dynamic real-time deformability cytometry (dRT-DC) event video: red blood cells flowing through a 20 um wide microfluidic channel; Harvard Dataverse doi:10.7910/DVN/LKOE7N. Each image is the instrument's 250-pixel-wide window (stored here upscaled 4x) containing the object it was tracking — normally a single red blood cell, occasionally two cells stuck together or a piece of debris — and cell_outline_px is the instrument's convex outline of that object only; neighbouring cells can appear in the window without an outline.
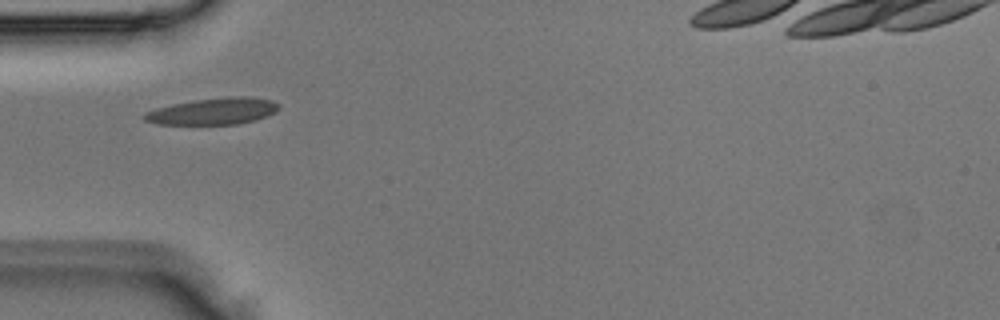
{"species": "Egyptian fruit bat (a non-hibernating species)", "species_latin": "Rousettus aegyptiacus", "temperature_condition": "room temperature", "stored_images_in_passage": 4, "camera_frame_rate_fps": 3000, "um_per_image_px": 0.085, "animal": {"sex": "male"}, "frame": {"image": 1, "passage_image": 3, "time_ms": 0.667, "image_size_px": [1000, 320], "cell_outline_px": [[280, 108], [256, 120], [236, 124], [156, 124], [144, 120], [140, 116], [144, 112], [156, 108], [172, 104], [196, 100], [228, 96], [244, 96], [272, 100], [280, 104]], "centroid_in_image_um": [18.07, 9.45], "position_along_channel_um": 66.9, "area_um2": 20.81}}
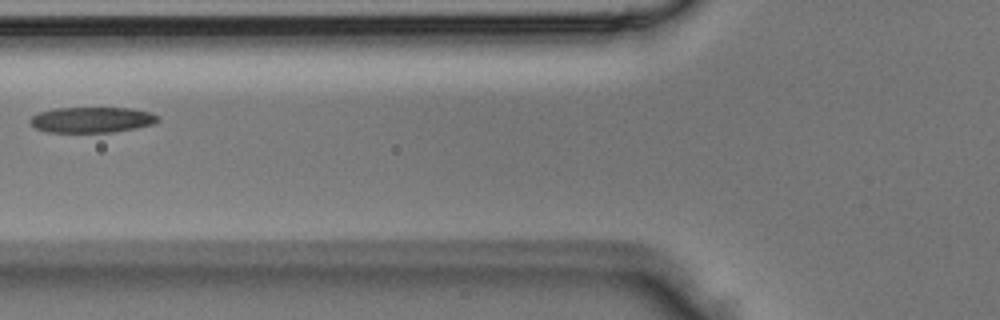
{"frame": {"image": 2, "passage_image": 4, "time_ms": 1.0, "image_size_px": [1000, 320], "cell_outline_px": [[160, 120], [152, 124], [136, 128], [112, 132], [48, 132], [36, 128], [28, 120], [36, 112], [56, 108], [132, 108], [152, 112], [160, 116]], "centroid_in_image_um": [7.82, 10.17], "position_along_channel_um": 118.0, "area_um2": 19.25}}